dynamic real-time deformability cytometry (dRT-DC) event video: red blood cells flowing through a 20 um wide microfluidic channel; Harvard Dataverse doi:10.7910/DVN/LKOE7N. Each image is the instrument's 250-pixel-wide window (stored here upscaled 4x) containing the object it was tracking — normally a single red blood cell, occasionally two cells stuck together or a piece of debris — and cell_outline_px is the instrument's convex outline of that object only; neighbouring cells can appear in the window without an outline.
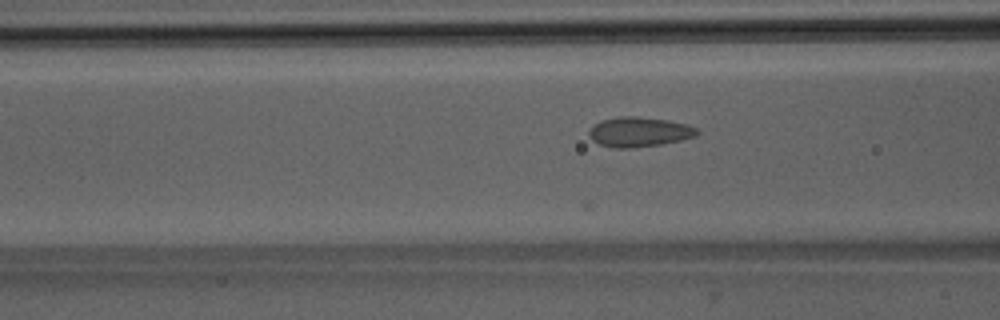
{"species": "Egyptian fruit bat (a non-hibernating species)", "species_latin": "Rousettus aegyptiacus", "temperature_condition": "room temperature", "stored_images_in_passage": 7, "camera_frame_rate_fps": 3000, "um_per_image_px": 0.085, "animal": {"sex": "male"}, "frame": {"image": 1, "passage_image": 5, "time_ms": 1.333, "image_size_px": [1000, 320], "cell_outline_px": [[700, 132], [696, 136], [680, 140], [660, 144], [632, 148], [616, 148], [600, 144], [592, 140], [588, 132], [600, 120], [620, 116], [636, 116], [668, 120], [688, 124], [696, 128]], "centroid_in_image_um": [54.35, 11.2], "position_along_channel_um": 112.3, "area_um2": 18.67}}